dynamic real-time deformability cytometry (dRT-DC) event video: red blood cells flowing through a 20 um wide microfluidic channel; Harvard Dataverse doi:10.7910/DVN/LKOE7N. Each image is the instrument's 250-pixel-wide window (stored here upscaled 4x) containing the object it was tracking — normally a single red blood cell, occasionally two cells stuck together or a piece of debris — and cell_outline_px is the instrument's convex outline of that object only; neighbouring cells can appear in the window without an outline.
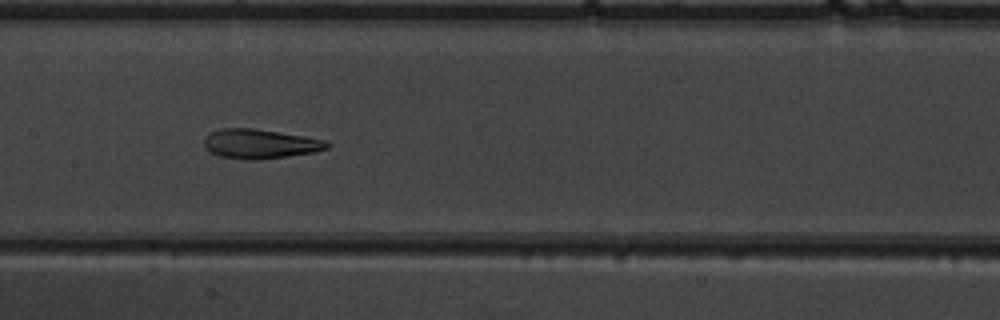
{"species": "common noctule bat (a hibernating species)", "species_latin": "Nyctalus noctula", "temperature_condition": "warm", "stored_images_in_passage": 18, "camera_frame_rate_fps": 3000, "um_per_image_px": 0.085, "animal": {"sex": "male", "body_mass_g": 19.5, "forearm_length_mm": 54.6}, "frame": {"image": 1, "passage_image": 11, "time_ms": 3.333, "image_size_px": [1000, 320], "cell_outline_px": [[332, 144], [328, 148], [316, 152], [260, 160], [248, 160], [220, 156], [208, 152], [204, 148], [204, 136], [208, 132], [220, 128], [252, 128], [304, 136], [324, 140]], "centroid_in_image_um": [22.06, 12.23], "position_along_channel_um": 185.3, "area_um2": 21.39}}